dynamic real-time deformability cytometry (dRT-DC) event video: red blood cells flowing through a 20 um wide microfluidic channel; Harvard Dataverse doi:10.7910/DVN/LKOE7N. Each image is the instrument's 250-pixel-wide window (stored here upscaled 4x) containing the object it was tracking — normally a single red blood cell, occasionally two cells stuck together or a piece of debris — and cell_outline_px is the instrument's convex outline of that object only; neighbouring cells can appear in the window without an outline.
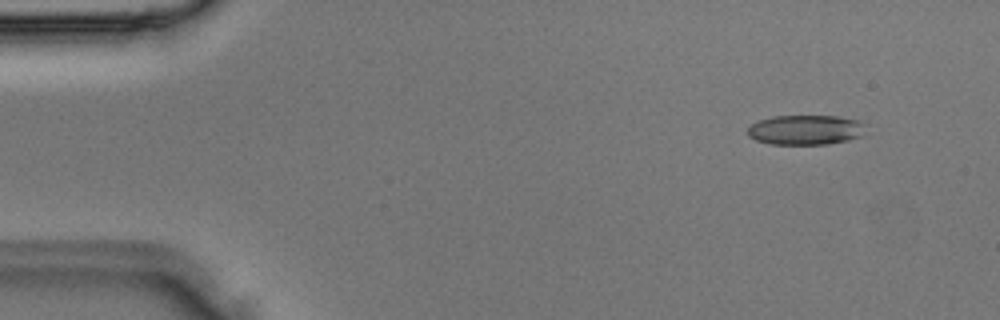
{"species": "Egyptian fruit bat (a non-hibernating species)", "species_latin": "Rousettus aegyptiacus", "temperature_condition": "room temperature", "stored_images_in_passage": 2, "camera_frame_rate_fps": 3000, "um_per_image_px": 0.085, "animal": {"sex": "male"}, "frame": {"image": 1, "passage_image": 1, "time_ms": 0.0, "image_size_px": [1000, 320], "cell_outline_px": [[864, 136], [848, 140], [828, 144], [768, 144], [756, 140], [748, 136], [748, 128], [752, 124], [760, 120], [772, 116], [836, 116], [860, 120], [864, 124]], "centroid_in_image_um": [68.5, 11.04], "position_along_channel_um": 16.5, "area_um2": 20.63}}